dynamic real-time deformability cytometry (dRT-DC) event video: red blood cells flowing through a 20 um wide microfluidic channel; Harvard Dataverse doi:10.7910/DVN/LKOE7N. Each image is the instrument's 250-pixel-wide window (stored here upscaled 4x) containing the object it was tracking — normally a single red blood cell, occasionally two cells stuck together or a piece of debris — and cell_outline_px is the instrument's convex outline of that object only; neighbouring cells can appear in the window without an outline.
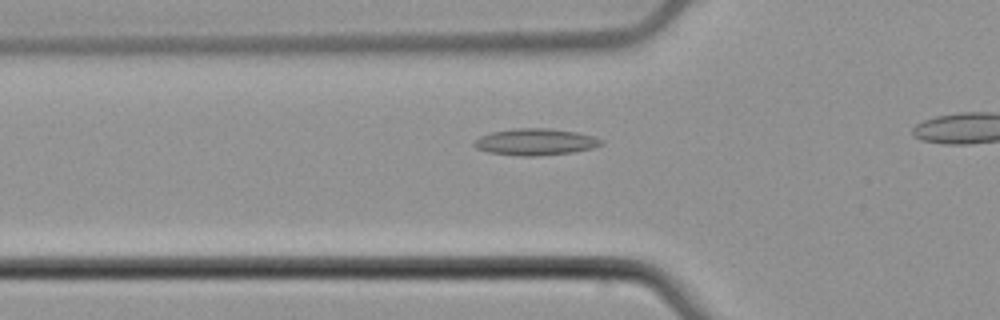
{"species": "common noctule bat (a hibernating species)", "species_latin": "Nyctalus noctula", "temperature_condition": "cold", "stored_images_in_passage": 24, "camera_frame_rate_fps": 3000, "um_per_image_px": 0.085, "animal": {"sex": "male", "body_mass_g": 21.5, "forearm_length_mm": 52.0}, "frame": {"image": 1, "passage_image": 12, "time_ms": 3.667, "image_size_px": [1000, 320], "cell_outline_px": [[604, 144], [592, 148], [572, 152], [536, 156], [524, 156], [488, 152], [476, 148], [472, 144], [480, 136], [492, 132], [512, 128], [552, 128], [576, 132], [596, 136], [604, 140]], "centroid_in_image_um": [45.55, 12.05], "position_along_channel_um": 80.3, "area_um2": 19.83}}
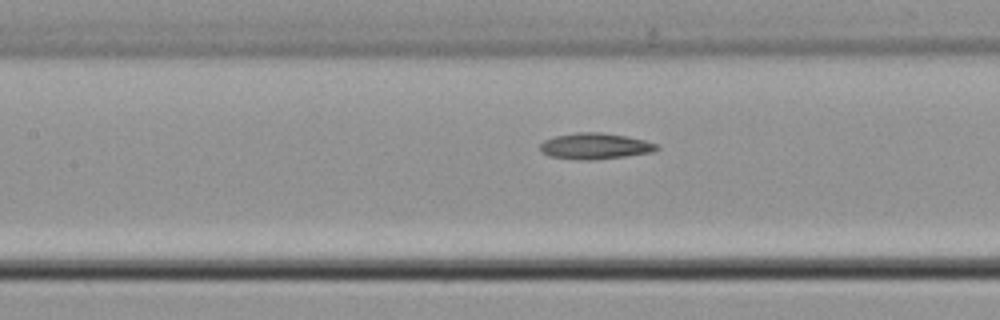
{"frame": {"image": 2, "passage_image": 18, "time_ms": 5.667, "image_size_px": [1000, 320], "cell_outline_px": [[660, 148], [652, 152], [624, 156], [592, 160], [580, 160], [548, 156], [540, 148], [540, 144], [544, 140], [556, 136], [576, 132], [600, 132], [628, 136], [644, 140], [656, 144]], "centroid_in_image_um": [50.58, 12.41], "position_along_channel_um": 156.8, "area_um2": 17.63}}
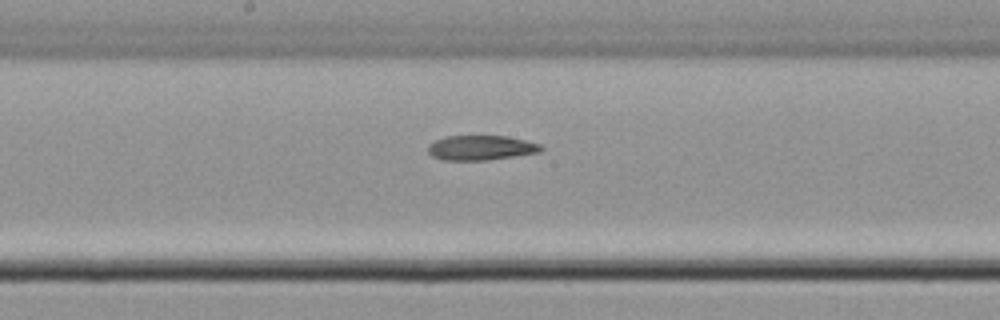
{"frame": {"image": 3, "passage_image": 22, "time_ms": 7.0, "image_size_px": [1000, 320], "cell_outline_px": [[544, 148], [540, 152], [488, 160], [444, 160], [432, 156], [428, 152], [428, 144], [444, 136], [508, 136], [540, 144]], "centroid_in_image_um": [40.87, 12.56], "position_along_channel_um": 207.3, "area_um2": 16.3}}